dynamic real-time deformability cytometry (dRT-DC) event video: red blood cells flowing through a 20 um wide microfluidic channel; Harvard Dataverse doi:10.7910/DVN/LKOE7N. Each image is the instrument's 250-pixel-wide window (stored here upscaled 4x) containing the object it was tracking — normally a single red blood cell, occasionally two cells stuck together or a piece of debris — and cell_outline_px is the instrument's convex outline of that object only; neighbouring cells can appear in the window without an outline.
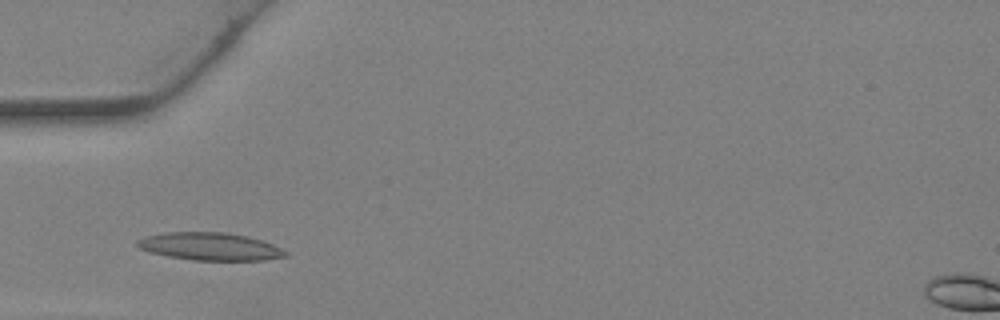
{"species": "Egyptian fruit bat (a non-hibernating species)", "species_latin": "Rousettus aegyptiacus", "temperature_condition": "warm", "stored_images_in_passage": 5, "camera_frame_rate_fps": 3000, "um_per_image_px": 0.085, "animal": {"sex": "female"}, "frame": {"image": 1, "passage_image": 1, "time_ms": 0.0, "image_size_px": [1000, 320], "cell_outline_px": [[288, 256], [264, 260], [196, 260], [168, 256], [148, 252], [140, 248], [136, 244], [136, 240], [144, 236], [164, 232], [224, 232], [248, 236], [272, 244], [288, 252]], "centroid_in_image_um": [17.82, 20.94], "position_along_channel_um": 67.2, "area_um2": 23.93}}
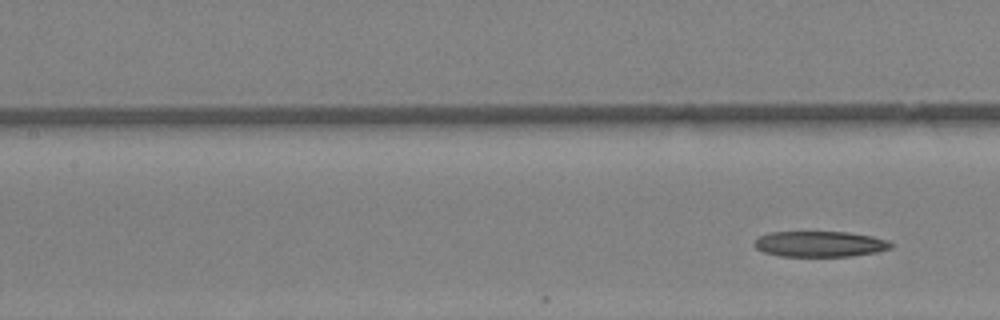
{"frame": {"image": 2, "passage_image": 5, "time_ms": 1.333, "image_size_px": [1000, 320], "cell_outline_px": [[892, 244], [888, 248], [876, 252], [852, 256], [780, 256], [764, 252], [756, 248], [752, 244], [760, 236], [768, 232], [848, 232], [872, 236], [888, 240]], "centroid_in_image_um": [69.66, 20.73], "position_along_channel_um": 137.7, "area_um2": 20.35}}